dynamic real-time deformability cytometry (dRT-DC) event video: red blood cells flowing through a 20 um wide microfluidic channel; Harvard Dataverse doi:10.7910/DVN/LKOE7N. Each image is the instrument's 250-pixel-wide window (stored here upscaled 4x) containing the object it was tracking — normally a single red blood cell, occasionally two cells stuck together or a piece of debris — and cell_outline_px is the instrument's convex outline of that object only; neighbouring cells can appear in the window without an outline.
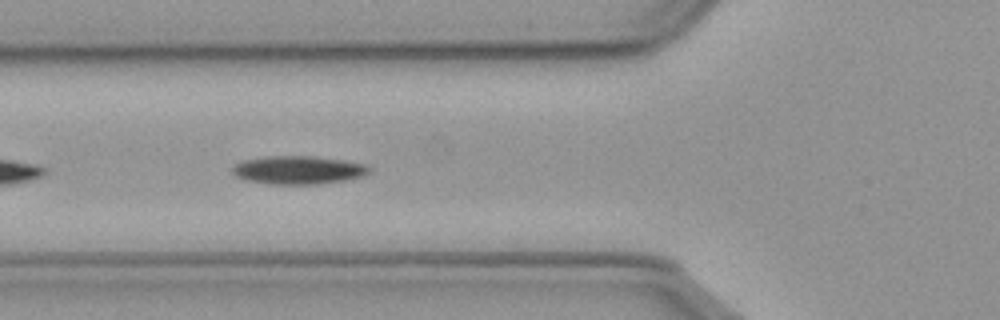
{"species": "common noctule bat (a hibernating species)", "species_latin": "Nyctalus noctula", "temperature_condition": "cold", "stored_images_in_passage": 10, "camera_frame_rate_fps": 3000, "um_per_image_px": 0.085, "animal": {"sex": "male", "body_mass_g": 23.1, "forearm_length_mm": 52.7}, "frame": {"image": 1, "passage_image": 6, "time_ms": 1.667, "image_size_px": [1000, 320], "cell_outline_px": [[368, 172], [360, 176], [348, 180], [320, 184], [268, 184], [244, 180], [236, 176], [232, 172], [232, 168], [236, 164], [244, 160], [268, 156], [312, 156], [340, 160], [364, 164], [368, 168]], "centroid_in_image_um": [25.29, 14.46], "position_along_channel_um": 100.5, "area_um2": 22.31}}